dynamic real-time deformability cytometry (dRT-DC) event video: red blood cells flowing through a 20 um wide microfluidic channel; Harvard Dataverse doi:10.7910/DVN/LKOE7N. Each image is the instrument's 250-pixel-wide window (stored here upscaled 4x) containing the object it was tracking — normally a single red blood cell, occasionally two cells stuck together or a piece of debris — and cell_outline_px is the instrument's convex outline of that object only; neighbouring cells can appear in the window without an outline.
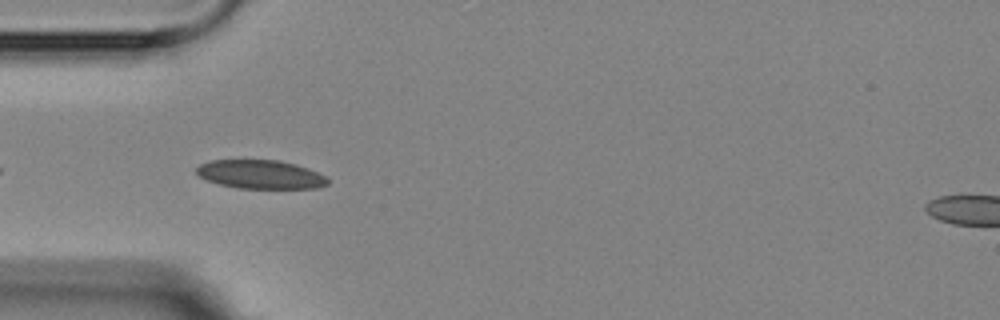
{"species": "Egyptian fruit bat (a non-hibernating species)", "species_latin": "Rousettus aegyptiacus", "temperature_condition": "room temperature", "stored_images_in_passage": 6, "camera_frame_rate_fps": 3000, "um_per_image_px": 0.085, "animal": {"sex": "female"}, "frame": {"image": 1, "passage_image": 5, "time_ms": 4.667, "image_size_px": [1000, 320], "cell_outline_px": [[328, 184], [316, 188], [236, 188], [220, 184], [208, 180], [200, 176], [196, 172], [196, 168], [200, 164], [212, 160], [280, 160], [296, 164], [308, 168], [324, 176], [328, 180]], "centroid_in_image_um": [22.14, 14.82], "position_along_channel_um": 62.9, "area_um2": 21.79}}
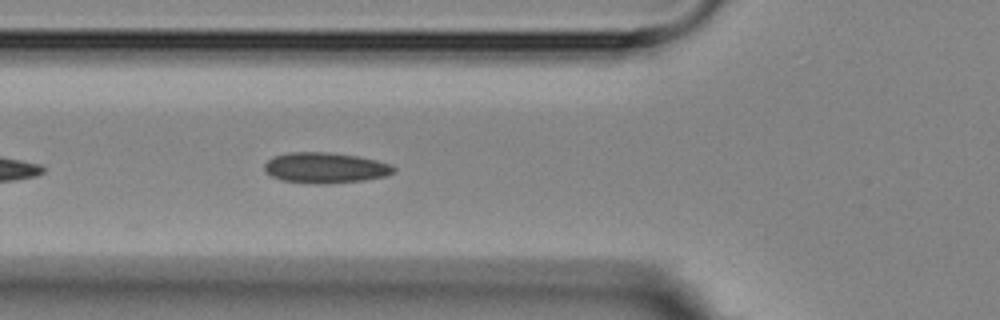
{"frame": {"image": 2, "passage_image": 6, "time_ms": 5.667, "image_size_px": [1000, 320], "cell_outline_px": [[396, 168], [392, 172], [384, 176], [364, 180], [324, 184], [312, 184], [284, 180], [272, 176], [264, 168], [264, 164], [268, 160], [276, 156], [288, 152], [328, 152], [356, 156], [376, 160], [388, 164]], "centroid_in_image_um": [27.63, 14.26], "position_along_channel_um": 98.2, "area_um2": 22.72}}